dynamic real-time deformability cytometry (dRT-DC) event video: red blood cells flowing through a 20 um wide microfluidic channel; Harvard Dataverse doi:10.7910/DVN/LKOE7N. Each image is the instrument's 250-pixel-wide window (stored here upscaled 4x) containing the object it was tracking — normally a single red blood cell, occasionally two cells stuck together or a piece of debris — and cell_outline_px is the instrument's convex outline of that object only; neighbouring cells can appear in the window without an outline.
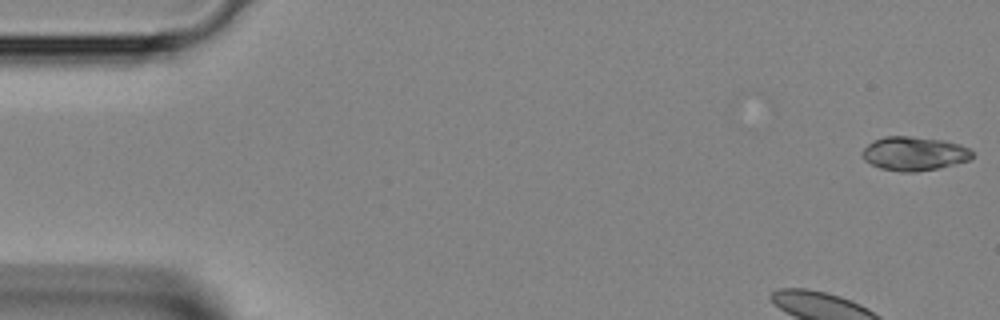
{"species": "Egyptian fruit bat (a non-hibernating species)", "species_latin": "Rousettus aegyptiacus", "temperature_condition": "room temperature", "stored_images_in_passage": 35, "camera_frame_rate_fps": 3000, "um_per_image_px": 0.085, "animal": {"sex": "female"}, "frame": {"image": 1, "passage_image": 1, "time_ms": 0.0, "image_size_px": [1000, 320], "cell_outline_px": [[972, 156], [968, 160], [936, 168], [916, 172], [900, 172], [880, 168], [864, 160], [860, 156], [860, 152], [872, 140], [884, 136], [908, 136], [944, 140], [960, 144], [968, 148], [972, 152]], "centroid_in_image_um": [77.64, 13.04], "position_along_channel_um": 7.4, "area_um2": 21.73}}